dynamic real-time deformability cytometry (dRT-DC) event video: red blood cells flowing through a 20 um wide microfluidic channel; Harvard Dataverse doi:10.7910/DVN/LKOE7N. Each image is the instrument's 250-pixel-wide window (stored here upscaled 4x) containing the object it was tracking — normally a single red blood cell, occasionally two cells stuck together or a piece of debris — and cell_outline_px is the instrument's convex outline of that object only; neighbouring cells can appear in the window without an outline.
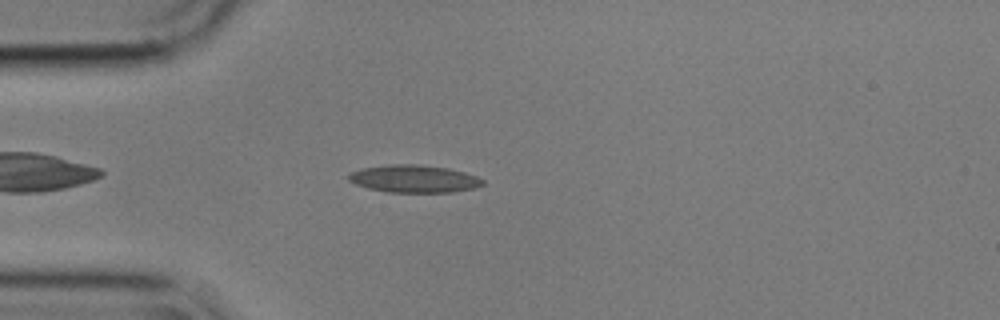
{"species": "common noctule bat (a hibernating species)", "species_latin": "Nyctalus noctula", "temperature_condition": "cold", "stored_images_in_passage": 47, "camera_frame_rate_fps": 3000, "um_per_image_px": 0.085, "animal": {"sex": "male", "body_mass_g": 17.9}, "frame": {"image": 1, "passage_image": 6, "time_ms": 1.667, "image_size_px": [1000, 320], "cell_outline_px": [[484, 184], [476, 188], [452, 192], [388, 192], [368, 188], [356, 184], [348, 180], [348, 172], [360, 168], [392, 164], [420, 164], [448, 168], [464, 172], [476, 176], [484, 180]], "centroid_in_image_um": [35.18, 15.19], "position_along_channel_um": 49.8, "area_um2": 21.68}}
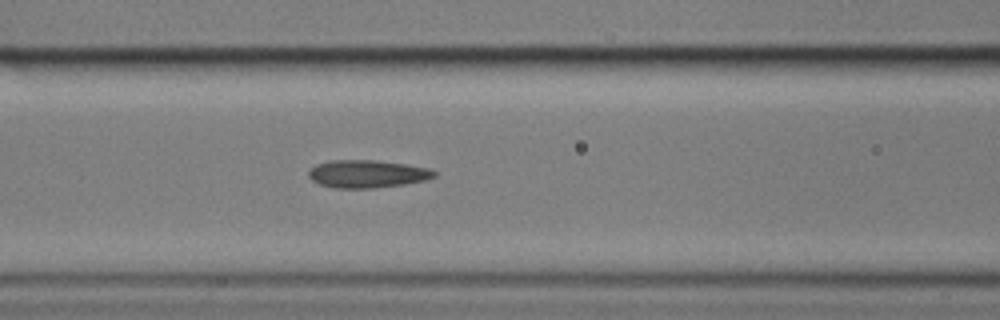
{"frame": {"image": 2, "passage_image": 14, "time_ms": 4.333, "image_size_px": [1000, 320], "cell_outline_px": [[436, 176], [424, 180], [404, 184], [376, 188], [332, 188], [320, 184], [312, 180], [308, 176], [308, 172], [316, 164], [332, 160], [376, 160], [432, 168], [436, 172]], "centroid_in_image_um": [31.22, 14.78], "position_along_channel_um": 135.4, "area_um2": 20.35}}
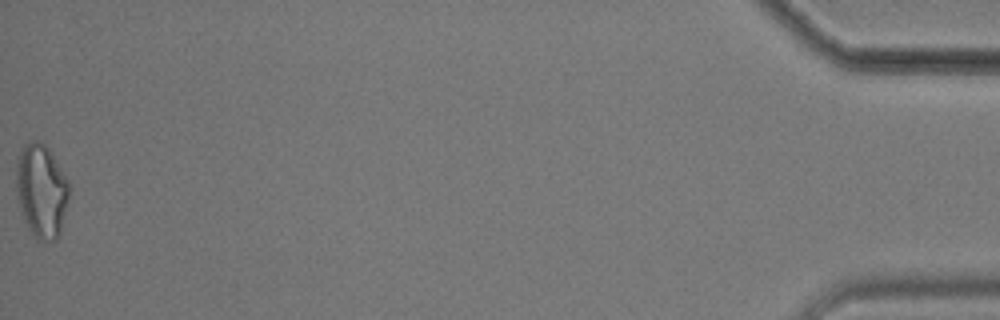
{"frame": {"image": 3, "passage_image": 47, "time_ms": 15.333, "image_size_px": [1000, 320], "cell_outline_px": [[68, 204], [60, 232], [56, 240], [44, 244], [36, 240], [28, 228], [24, 220], [16, 196], [16, 156], [20, 148], [24, 144], [32, 140], [40, 140], [48, 148], [68, 180]], "centroid_in_image_um": [3.49, 16.24], "position_along_channel_um": 431.7, "area_um2": 29.48}, "authors_computed_cell_mechanics": {"area_um2": 20.808, "velocity_mm_per_s": 3.5842, "shape_relaxation_time_tau1_ms": null, "shape_relaxation_time_tau2_ms": 2.6475, "deformation_change_tau1": null, "deformation_change_tau2": 0.1189}}